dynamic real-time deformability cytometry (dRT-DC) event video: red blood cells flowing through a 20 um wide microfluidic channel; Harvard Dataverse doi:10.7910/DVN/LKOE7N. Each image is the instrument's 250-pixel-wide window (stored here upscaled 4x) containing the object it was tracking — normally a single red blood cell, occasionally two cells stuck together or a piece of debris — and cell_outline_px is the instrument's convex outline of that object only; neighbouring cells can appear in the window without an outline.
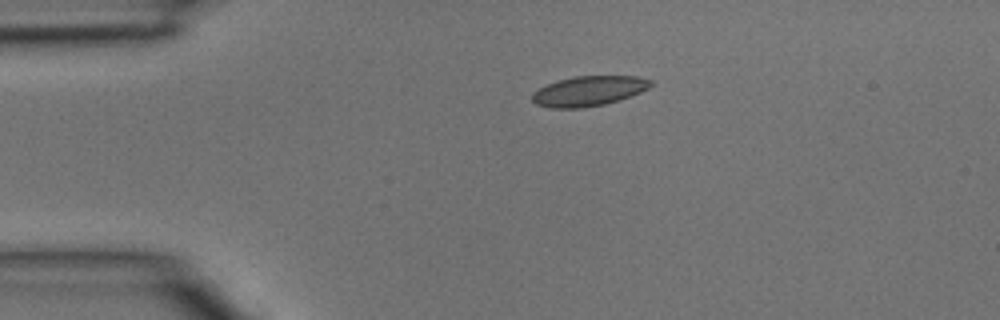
{"species": "common noctule bat (a hibernating species)", "species_latin": "Nyctalus noctula", "temperature_condition": "room temperature", "stored_images_in_passage": 5, "camera_frame_rate_fps": 3000, "um_per_image_px": 0.085, "animal": {"sex": "male", "body_mass_g": 15.6}, "frame": {"image": 1, "passage_image": 2, "time_ms": 0.333, "image_size_px": [1000, 320], "cell_outline_px": [[656, 84], [640, 92], [620, 100], [604, 104], [584, 108], [548, 108], [536, 104], [532, 100], [532, 92], [548, 84], [560, 80], [576, 76], [640, 76], [652, 80]], "centroid_in_image_um": [50.08, 7.74], "position_along_channel_um": 34.9, "area_um2": 20.81}}
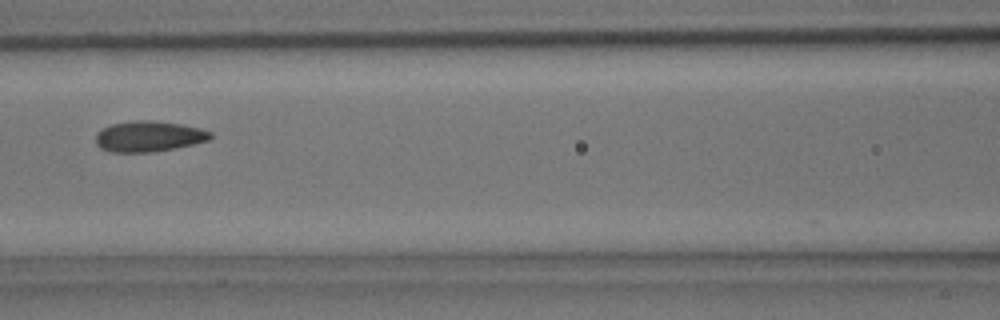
{"frame": {"image": 2, "passage_image": 5, "time_ms": 1.333, "image_size_px": [1000, 320], "cell_outline_px": [[212, 136], [208, 140], [176, 148], [152, 152], [112, 152], [100, 148], [96, 144], [96, 132], [112, 124], [136, 120], [152, 120], [180, 124], [200, 128], [212, 132]], "centroid_in_image_um": [12.64, 11.59], "position_along_channel_um": 154.0, "area_um2": 20.46}}